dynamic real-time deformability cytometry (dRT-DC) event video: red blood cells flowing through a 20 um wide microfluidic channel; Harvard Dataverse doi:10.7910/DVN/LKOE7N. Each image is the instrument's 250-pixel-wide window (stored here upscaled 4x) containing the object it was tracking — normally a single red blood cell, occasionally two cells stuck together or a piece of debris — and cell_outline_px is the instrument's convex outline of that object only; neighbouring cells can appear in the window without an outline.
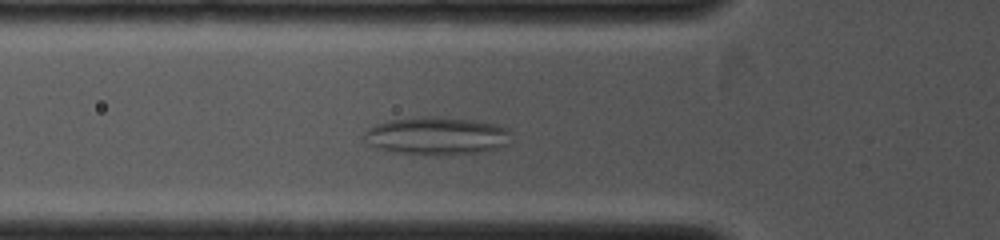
{"species": "common noctule bat (a hibernating species)", "species_latin": "Nyctalus noctula", "temperature_condition": "cold", "stored_images_in_passage": 12, "camera_frame_rate_fps": 4000, "um_per_image_px": 0.085, "animal": {"sex": "female", "body_mass_g": 19.0, "forearm_length_mm": 53.3}, "frame": {"image": 1, "passage_image": 7, "time_ms": 2.5, "image_size_px": [1000, 240], "cell_outline_px": [[512, 132], [504, 144], [496, 148], [480, 152], [392, 152], [376, 148], [360, 140], [360, 136], [368, 128], [376, 124], [388, 120], [424, 116], [444, 116], [472, 120], [496, 124], [508, 128]], "centroid_in_image_um": [37.02, 11.49], "position_along_channel_um": 88.8, "area_um2": 31.73}}